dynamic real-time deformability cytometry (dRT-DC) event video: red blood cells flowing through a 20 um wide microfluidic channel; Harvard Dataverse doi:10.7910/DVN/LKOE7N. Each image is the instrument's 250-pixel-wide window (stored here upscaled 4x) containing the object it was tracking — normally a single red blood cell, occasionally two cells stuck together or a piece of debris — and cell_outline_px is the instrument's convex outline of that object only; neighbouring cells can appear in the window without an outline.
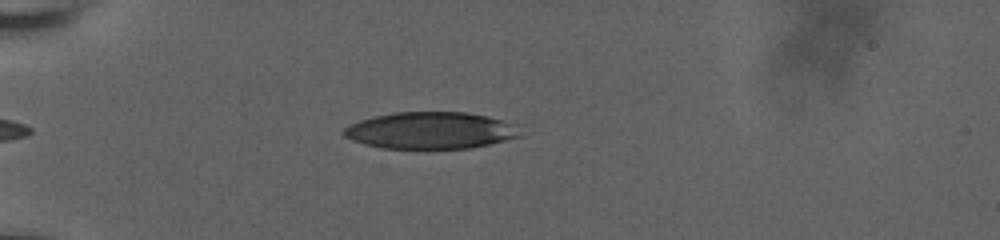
{"species": "human", "species_latin": "Homo sapiens", "temperature_condition": "room temperature", "stored_images_in_passage": 36, "camera_frame_rate_fps": 3000, "um_per_image_px": 0.085, "donor": {"sex": "male"}, "frame": {"image": 1, "passage_image": 1, "time_ms": 0.0, "image_size_px": [1000, 240], "cell_outline_px": [[520, 136], [488, 144], [468, 148], [380, 148], [364, 144], [352, 140], [344, 136], [340, 132], [348, 124], [372, 116], [396, 112], [464, 112], [488, 116], [516, 124]], "centroid_in_image_um": [36.53, 11.08], "position_along_channel_um": 48.5, "area_um2": 37.8}}
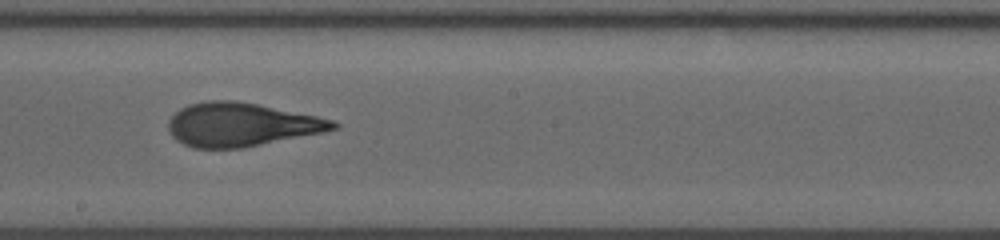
{"frame": {"image": 2, "passage_image": 18, "time_ms": 5.667, "image_size_px": [1000, 240], "cell_outline_px": [[340, 124], [336, 128], [324, 132], [240, 148], [192, 148], [176, 140], [168, 132], [168, 120], [180, 108], [188, 104], [208, 100], [236, 100], [316, 116], [332, 120]], "centroid_in_image_um": [20.45, 10.59], "position_along_channel_um": 227.8, "area_um2": 41.62}}
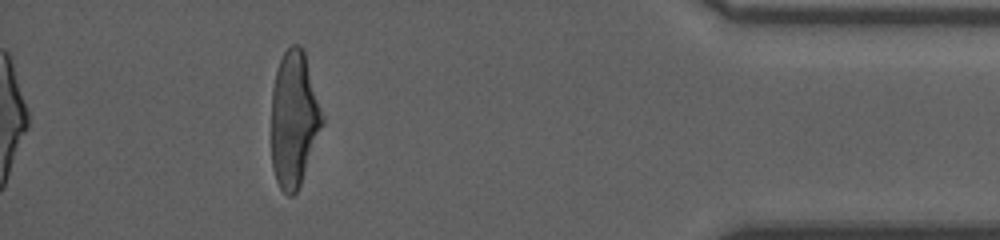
{"frame": {"image": 3, "passage_image": 36, "time_ms": 11.667, "image_size_px": [1000, 240], "cell_outline_px": [[324, 124], [300, 184], [296, 192], [292, 196], [288, 196], [280, 188], [276, 180], [272, 168], [272, 88], [276, 72], [280, 60], [284, 52], [292, 44], [300, 44], [304, 48], [324, 116]], "centroid_in_image_um": [25.0, 10.1], "position_along_channel_um": 410.2, "area_um2": 40.52}, "authors_computed_cell_mechanics": {"area_um2": 41.3848, "velocity_mm_per_s": 3.7531, "shape_relaxation_time_tau1_ms": 6.4337, "shape_relaxation_time_tau2_ms": 1.079, "deformation_change_tau1": 0.2416, "deformation_change_tau2": 0.0932}}